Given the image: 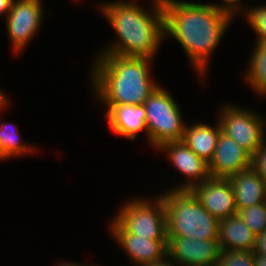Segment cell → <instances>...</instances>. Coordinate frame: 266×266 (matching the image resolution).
Here are the masks:
<instances>
[{
  "label": "cell",
  "mask_w": 266,
  "mask_h": 266,
  "mask_svg": "<svg viewBox=\"0 0 266 266\" xmlns=\"http://www.w3.org/2000/svg\"><path fill=\"white\" fill-rule=\"evenodd\" d=\"M253 254L266 255V230L256 235Z\"/></svg>",
  "instance_id": "obj_24"
},
{
  "label": "cell",
  "mask_w": 266,
  "mask_h": 266,
  "mask_svg": "<svg viewBox=\"0 0 266 266\" xmlns=\"http://www.w3.org/2000/svg\"><path fill=\"white\" fill-rule=\"evenodd\" d=\"M237 210L266 203V181L252 167L231 175Z\"/></svg>",
  "instance_id": "obj_14"
},
{
  "label": "cell",
  "mask_w": 266,
  "mask_h": 266,
  "mask_svg": "<svg viewBox=\"0 0 266 266\" xmlns=\"http://www.w3.org/2000/svg\"><path fill=\"white\" fill-rule=\"evenodd\" d=\"M6 102H8L7 101V99H6V97L0 102V108H3L4 106H6ZM0 128H1V125H0Z\"/></svg>",
  "instance_id": "obj_30"
},
{
  "label": "cell",
  "mask_w": 266,
  "mask_h": 266,
  "mask_svg": "<svg viewBox=\"0 0 266 266\" xmlns=\"http://www.w3.org/2000/svg\"><path fill=\"white\" fill-rule=\"evenodd\" d=\"M237 215L255 235L266 230V203L240 209Z\"/></svg>",
  "instance_id": "obj_20"
},
{
  "label": "cell",
  "mask_w": 266,
  "mask_h": 266,
  "mask_svg": "<svg viewBox=\"0 0 266 266\" xmlns=\"http://www.w3.org/2000/svg\"><path fill=\"white\" fill-rule=\"evenodd\" d=\"M255 266H266V255L254 254Z\"/></svg>",
  "instance_id": "obj_28"
},
{
  "label": "cell",
  "mask_w": 266,
  "mask_h": 266,
  "mask_svg": "<svg viewBox=\"0 0 266 266\" xmlns=\"http://www.w3.org/2000/svg\"><path fill=\"white\" fill-rule=\"evenodd\" d=\"M99 56L91 79L105 105H143L158 87L149 77L152 59L116 54Z\"/></svg>",
  "instance_id": "obj_3"
},
{
  "label": "cell",
  "mask_w": 266,
  "mask_h": 266,
  "mask_svg": "<svg viewBox=\"0 0 266 266\" xmlns=\"http://www.w3.org/2000/svg\"><path fill=\"white\" fill-rule=\"evenodd\" d=\"M215 266H255L253 251L221 250Z\"/></svg>",
  "instance_id": "obj_21"
},
{
  "label": "cell",
  "mask_w": 266,
  "mask_h": 266,
  "mask_svg": "<svg viewBox=\"0 0 266 266\" xmlns=\"http://www.w3.org/2000/svg\"><path fill=\"white\" fill-rule=\"evenodd\" d=\"M57 266H80V265L79 264H74V263H71V262H68V263L65 262V263H60V265H57Z\"/></svg>",
  "instance_id": "obj_29"
},
{
  "label": "cell",
  "mask_w": 266,
  "mask_h": 266,
  "mask_svg": "<svg viewBox=\"0 0 266 266\" xmlns=\"http://www.w3.org/2000/svg\"><path fill=\"white\" fill-rule=\"evenodd\" d=\"M220 126L222 132L253 156L264 140V121L255 113L226 106L222 109Z\"/></svg>",
  "instance_id": "obj_7"
},
{
  "label": "cell",
  "mask_w": 266,
  "mask_h": 266,
  "mask_svg": "<svg viewBox=\"0 0 266 266\" xmlns=\"http://www.w3.org/2000/svg\"><path fill=\"white\" fill-rule=\"evenodd\" d=\"M106 118L110 129L120 136H125L130 140L136 138L139 131H146V113L144 105H120L106 106Z\"/></svg>",
  "instance_id": "obj_15"
},
{
  "label": "cell",
  "mask_w": 266,
  "mask_h": 266,
  "mask_svg": "<svg viewBox=\"0 0 266 266\" xmlns=\"http://www.w3.org/2000/svg\"><path fill=\"white\" fill-rule=\"evenodd\" d=\"M14 0H0V15H8Z\"/></svg>",
  "instance_id": "obj_27"
},
{
  "label": "cell",
  "mask_w": 266,
  "mask_h": 266,
  "mask_svg": "<svg viewBox=\"0 0 266 266\" xmlns=\"http://www.w3.org/2000/svg\"><path fill=\"white\" fill-rule=\"evenodd\" d=\"M164 33L173 35L199 73L206 71L211 52L218 46L232 16L210 4L162 0Z\"/></svg>",
  "instance_id": "obj_1"
},
{
  "label": "cell",
  "mask_w": 266,
  "mask_h": 266,
  "mask_svg": "<svg viewBox=\"0 0 266 266\" xmlns=\"http://www.w3.org/2000/svg\"><path fill=\"white\" fill-rule=\"evenodd\" d=\"M218 240H197L187 237H167V255L185 266H215L220 259Z\"/></svg>",
  "instance_id": "obj_9"
},
{
  "label": "cell",
  "mask_w": 266,
  "mask_h": 266,
  "mask_svg": "<svg viewBox=\"0 0 266 266\" xmlns=\"http://www.w3.org/2000/svg\"><path fill=\"white\" fill-rule=\"evenodd\" d=\"M166 211L167 237L218 240L219 220L191 192L174 190L160 195Z\"/></svg>",
  "instance_id": "obj_4"
},
{
  "label": "cell",
  "mask_w": 266,
  "mask_h": 266,
  "mask_svg": "<svg viewBox=\"0 0 266 266\" xmlns=\"http://www.w3.org/2000/svg\"><path fill=\"white\" fill-rule=\"evenodd\" d=\"M247 18L258 34L257 41L266 43V5L248 10Z\"/></svg>",
  "instance_id": "obj_22"
},
{
  "label": "cell",
  "mask_w": 266,
  "mask_h": 266,
  "mask_svg": "<svg viewBox=\"0 0 266 266\" xmlns=\"http://www.w3.org/2000/svg\"><path fill=\"white\" fill-rule=\"evenodd\" d=\"M221 131L220 123L215 128L197 123L192 127H185L183 142L198 157L209 163L215 153Z\"/></svg>",
  "instance_id": "obj_17"
},
{
  "label": "cell",
  "mask_w": 266,
  "mask_h": 266,
  "mask_svg": "<svg viewBox=\"0 0 266 266\" xmlns=\"http://www.w3.org/2000/svg\"><path fill=\"white\" fill-rule=\"evenodd\" d=\"M153 3L152 15L132 2L103 5L101 9L120 41L101 54L152 59L165 36L162 0H155Z\"/></svg>",
  "instance_id": "obj_2"
},
{
  "label": "cell",
  "mask_w": 266,
  "mask_h": 266,
  "mask_svg": "<svg viewBox=\"0 0 266 266\" xmlns=\"http://www.w3.org/2000/svg\"><path fill=\"white\" fill-rule=\"evenodd\" d=\"M175 102L171 95L159 86L144 101L147 136L157 149L164 143L183 140L186 126Z\"/></svg>",
  "instance_id": "obj_5"
},
{
  "label": "cell",
  "mask_w": 266,
  "mask_h": 266,
  "mask_svg": "<svg viewBox=\"0 0 266 266\" xmlns=\"http://www.w3.org/2000/svg\"><path fill=\"white\" fill-rule=\"evenodd\" d=\"M6 97V95L4 96L3 93L0 91V102Z\"/></svg>",
  "instance_id": "obj_31"
},
{
  "label": "cell",
  "mask_w": 266,
  "mask_h": 266,
  "mask_svg": "<svg viewBox=\"0 0 266 266\" xmlns=\"http://www.w3.org/2000/svg\"><path fill=\"white\" fill-rule=\"evenodd\" d=\"M218 230L221 250L253 251L256 235L238 215L219 220Z\"/></svg>",
  "instance_id": "obj_16"
},
{
  "label": "cell",
  "mask_w": 266,
  "mask_h": 266,
  "mask_svg": "<svg viewBox=\"0 0 266 266\" xmlns=\"http://www.w3.org/2000/svg\"><path fill=\"white\" fill-rule=\"evenodd\" d=\"M167 257H168V255H165L163 258L156 260L153 263L146 264L145 266H176L175 265L176 261H174L172 258H170L171 261L170 260L167 261L168 260Z\"/></svg>",
  "instance_id": "obj_26"
},
{
  "label": "cell",
  "mask_w": 266,
  "mask_h": 266,
  "mask_svg": "<svg viewBox=\"0 0 266 266\" xmlns=\"http://www.w3.org/2000/svg\"><path fill=\"white\" fill-rule=\"evenodd\" d=\"M115 239L139 266L153 263L167 255V240H151L125 231L115 220L111 224Z\"/></svg>",
  "instance_id": "obj_13"
},
{
  "label": "cell",
  "mask_w": 266,
  "mask_h": 266,
  "mask_svg": "<svg viewBox=\"0 0 266 266\" xmlns=\"http://www.w3.org/2000/svg\"><path fill=\"white\" fill-rule=\"evenodd\" d=\"M191 192L218 220L237 215L232 185L228 178H212L194 185Z\"/></svg>",
  "instance_id": "obj_10"
},
{
  "label": "cell",
  "mask_w": 266,
  "mask_h": 266,
  "mask_svg": "<svg viewBox=\"0 0 266 266\" xmlns=\"http://www.w3.org/2000/svg\"><path fill=\"white\" fill-rule=\"evenodd\" d=\"M252 167V156L222 131L215 153L208 163L212 178H229Z\"/></svg>",
  "instance_id": "obj_11"
},
{
  "label": "cell",
  "mask_w": 266,
  "mask_h": 266,
  "mask_svg": "<svg viewBox=\"0 0 266 266\" xmlns=\"http://www.w3.org/2000/svg\"><path fill=\"white\" fill-rule=\"evenodd\" d=\"M8 125H2L0 128V155L2 159H6L7 157L11 158V156L27 154L32 150L33 147L27 146L19 140V131H17V127L13 129H8ZM11 126V125H10ZM13 130V131H12ZM25 152V153H24ZM27 152V153H26Z\"/></svg>",
  "instance_id": "obj_19"
},
{
  "label": "cell",
  "mask_w": 266,
  "mask_h": 266,
  "mask_svg": "<svg viewBox=\"0 0 266 266\" xmlns=\"http://www.w3.org/2000/svg\"><path fill=\"white\" fill-rule=\"evenodd\" d=\"M223 1L227 2L225 6L215 5V4H210V5H212L214 8L221 10L233 17V15H235V13H237V11L239 10V7L235 4L236 3L238 4V1L240 0H223Z\"/></svg>",
  "instance_id": "obj_25"
},
{
  "label": "cell",
  "mask_w": 266,
  "mask_h": 266,
  "mask_svg": "<svg viewBox=\"0 0 266 266\" xmlns=\"http://www.w3.org/2000/svg\"><path fill=\"white\" fill-rule=\"evenodd\" d=\"M156 202H127L115 221L128 233L151 240H167L166 211L161 197Z\"/></svg>",
  "instance_id": "obj_6"
},
{
  "label": "cell",
  "mask_w": 266,
  "mask_h": 266,
  "mask_svg": "<svg viewBox=\"0 0 266 266\" xmlns=\"http://www.w3.org/2000/svg\"><path fill=\"white\" fill-rule=\"evenodd\" d=\"M252 168L266 181V144L256 150L252 156Z\"/></svg>",
  "instance_id": "obj_23"
},
{
  "label": "cell",
  "mask_w": 266,
  "mask_h": 266,
  "mask_svg": "<svg viewBox=\"0 0 266 266\" xmlns=\"http://www.w3.org/2000/svg\"><path fill=\"white\" fill-rule=\"evenodd\" d=\"M164 150L168 152L167 155L173 165L187 178H191L196 182L191 180L184 183V185L174 188V190H190L194 185L204 182L209 179L210 173L208 168V162L203 158L198 157L184 142L180 141H170L162 144L158 150ZM194 178V179H193ZM199 179V180H198Z\"/></svg>",
  "instance_id": "obj_12"
},
{
  "label": "cell",
  "mask_w": 266,
  "mask_h": 266,
  "mask_svg": "<svg viewBox=\"0 0 266 266\" xmlns=\"http://www.w3.org/2000/svg\"><path fill=\"white\" fill-rule=\"evenodd\" d=\"M41 0H14L9 11L6 27L15 52L24 49L34 37L43 18Z\"/></svg>",
  "instance_id": "obj_8"
},
{
  "label": "cell",
  "mask_w": 266,
  "mask_h": 266,
  "mask_svg": "<svg viewBox=\"0 0 266 266\" xmlns=\"http://www.w3.org/2000/svg\"><path fill=\"white\" fill-rule=\"evenodd\" d=\"M247 81L260 94L266 95V43L257 42L251 56Z\"/></svg>",
  "instance_id": "obj_18"
}]
</instances>
